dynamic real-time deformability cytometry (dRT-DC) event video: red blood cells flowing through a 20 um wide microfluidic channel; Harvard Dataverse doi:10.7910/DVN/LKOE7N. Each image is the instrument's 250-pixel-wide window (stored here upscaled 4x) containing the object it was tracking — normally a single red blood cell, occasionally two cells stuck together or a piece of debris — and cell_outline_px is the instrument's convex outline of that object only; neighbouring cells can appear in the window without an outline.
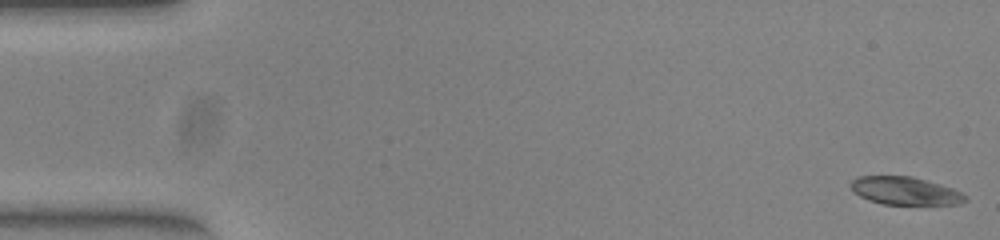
{"species": "common noctule bat (a hibernating species)", "species_latin": "Nyctalus noctula", "temperature_condition": "warm", "stored_images_in_passage": 52, "camera_frame_rate_fps": 3000, "um_per_image_px": 0.085, "animal": {"sex": "female", "body_mass_g": 23.0, "forearm_length_mm": 53.4}, "frame": {"image": 1, "passage_image": 1, "time_ms": 0.0, "image_size_px": [1000, 240], "cell_outline_px": [[968, 200], [960, 204], [880, 204], [868, 200], [852, 192], [848, 184], [856, 176], [912, 176], [952, 188], [968, 196]], "centroid_in_image_um": [76.88, 16.22], "position_along_channel_um": 8.1, "area_um2": 18.79}}
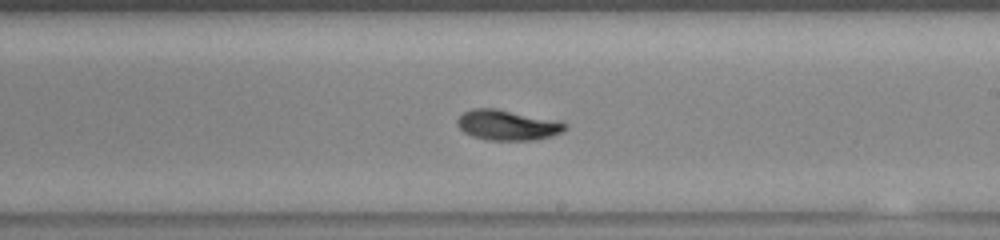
{"frame": {"image": 2, "passage_image": 30, "time_ms": 9.667, "image_size_px": [1000, 240], "cell_outline_px": [[568, 128], [552, 136], [536, 140], [488, 140], [472, 136], [464, 132], [456, 124], [456, 120], [464, 112], [472, 108], [496, 108], [560, 120], [568, 124]], "centroid_in_image_um": [43.17, 10.62], "position_along_channel_um": 245.8, "area_um2": 19.31}}
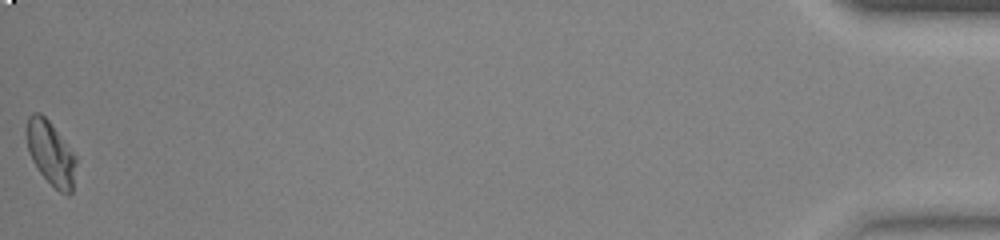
{"frame": {"image": 3, "passage_image": 52, "time_ms": 17.0, "image_size_px": [1000, 240], "cell_outline_px": [[76, 164], [72, 192], [68, 196], [60, 192], [40, 172], [32, 160], [28, 152], [28, 116], [32, 112], [40, 112], [48, 120], [76, 156]], "centroid_in_image_um": [4.33, 13.04], "position_along_channel_um": 430.9, "area_um2": 17.98}, "authors_computed_cell_mechanics": {"area_um2": 18.8717, "velocity_mm_per_s": 3.9198, "shape_relaxation_time_tau1_ms": 3.1754, "shape_relaxation_time_tau2_ms": 9.9291, "deformation_change_tau1": 0.1584, "deformation_change_tau2": 0.1212}}